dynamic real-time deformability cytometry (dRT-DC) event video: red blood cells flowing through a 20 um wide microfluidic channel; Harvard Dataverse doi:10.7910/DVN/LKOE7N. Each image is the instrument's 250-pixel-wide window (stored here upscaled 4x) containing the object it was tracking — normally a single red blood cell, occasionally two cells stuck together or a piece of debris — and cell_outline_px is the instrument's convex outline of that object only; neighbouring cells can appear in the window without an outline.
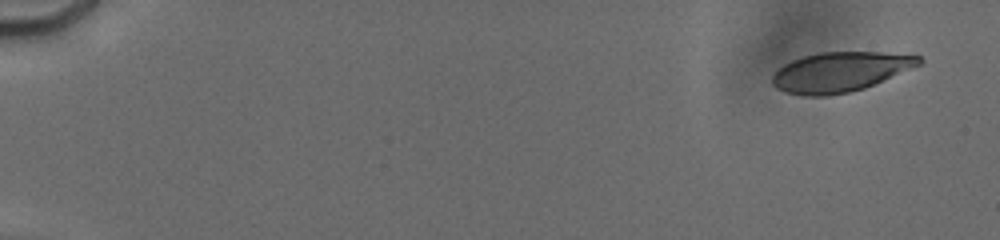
{"species": "human", "species_latin": "Homo sapiens", "temperature_condition": "cold", "stored_images_in_passage": 31, "camera_frame_rate_fps": 3000, "um_per_image_px": 0.085, "donor": {"sex": "male"}, "frame": {"image": 1, "passage_image": 5, "time_ms": 1.0, "image_size_px": [1000, 240], "cell_outline_px": [[924, 60], [920, 64], [864, 88], [848, 92], [828, 96], [804, 96], [784, 92], [776, 88], [772, 84], [772, 76], [784, 64], [792, 60], [804, 56], [820, 52], [880, 52], [920, 56]], "centroid_in_image_um": [71.37, 6.11], "position_along_channel_um": 13.6, "area_um2": 33.7}}
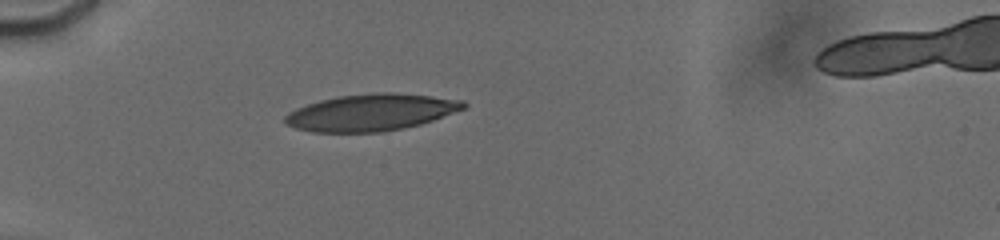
{"frame": {"image": 2, "passage_image": 29, "time_ms": 6.0, "image_size_px": [1000, 240], "cell_outline_px": [[468, 104], [464, 108], [432, 120], [420, 124], [404, 128], [380, 132], [312, 132], [296, 128], [284, 124], [284, 116], [288, 112], [296, 108], [320, 100], [340, 96], [380, 92], [392, 92], [464, 100]], "centroid_in_image_um": [31.5, 9.56], "position_along_channel_um": 53.5, "area_um2": 38.03}}